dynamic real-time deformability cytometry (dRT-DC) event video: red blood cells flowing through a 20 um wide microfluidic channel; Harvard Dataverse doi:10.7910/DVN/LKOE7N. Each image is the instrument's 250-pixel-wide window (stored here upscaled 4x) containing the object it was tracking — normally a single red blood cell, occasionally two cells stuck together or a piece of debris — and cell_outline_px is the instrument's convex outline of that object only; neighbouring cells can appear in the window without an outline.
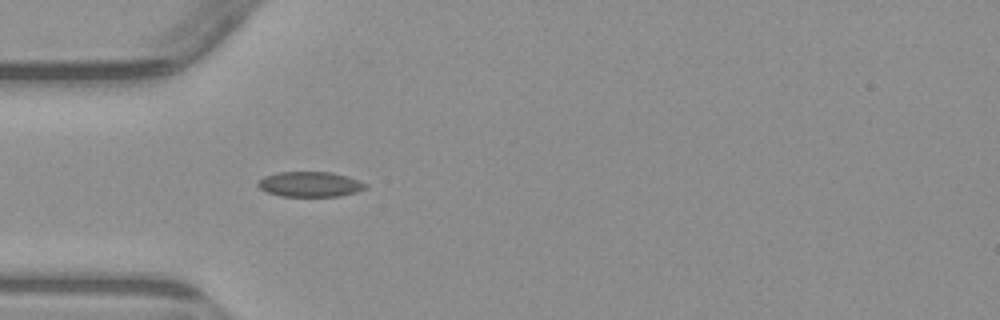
{"species": "common noctule bat (a hibernating species)", "species_latin": "Nyctalus noctula", "temperature_condition": "warm", "stored_images_in_passage": 3, "camera_frame_rate_fps": 3000, "um_per_image_px": 0.085, "animal": {"sex": "male", "body_mass_g": 23.1, "forearm_length_mm": 52.7}, "frame": {"image": 1, "passage_image": 3, "time_ms": 2.333, "image_size_px": [1000, 320], "cell_outline_px": [[368, 188], [356, 192], [340, 196], [280, 196], [268, 192], [260, 188], [256, 184], [264, 176], [276, 172], [332, 172], [348, 176], [368, 184]], "centroid_in_image_um": [26.38, 15.65], "position_along_channel_um": 58.6, "area_um2": 15.84}}